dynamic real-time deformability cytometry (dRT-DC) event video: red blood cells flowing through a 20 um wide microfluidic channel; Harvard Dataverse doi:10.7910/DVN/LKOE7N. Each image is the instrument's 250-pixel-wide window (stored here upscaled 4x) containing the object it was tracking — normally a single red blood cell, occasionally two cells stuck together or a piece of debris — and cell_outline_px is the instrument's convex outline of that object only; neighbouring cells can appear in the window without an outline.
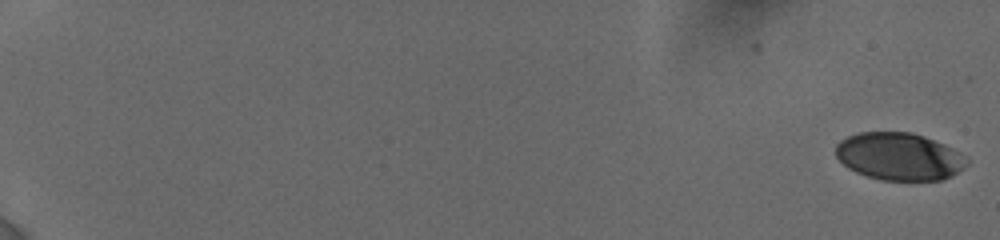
{"species": "human", "species_latin": "Homo sapiens", "temperature_condition": "cold", "stored_images_in_passage": 60, "camera_frame_rate_fps": 3000, "um_per_image_px": 0.085, "donor": {"sex": "female"}, "frame": {"image": 1, "passage_image": 1, "time_ms": 0.0, "image_size_px": [1000, 240], "cell_outline_px": [[968, 164], [964, 168], [952, 176], [944, 180], [880, 180], [856, 172], [848, 168], [836, 156], [836, 144], [840, 140], [848, 136], [860, 132], [912, 132], [924, 136], [944, 144], [968, 156]], "centroid_in_image_um": [76.46, 13.3], "position_along_channel_um": 8.5, "area_um2": 36.47}}
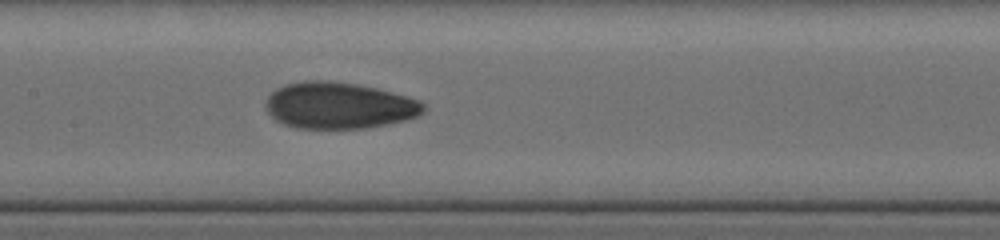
{"frame": {"image": 2, "passage_image": 33, "time_ms": 10.333, "image_size_px": [1000, 240], "cell_outline_px": [[424, 112], [416, 116], [404, 120], [388, 124], [364, 128], [300, 128], [284, 124], [276, 120], [268, 112], [264, 104], [268, 96], [276, 88], [288, 84], [304, 80], [332, 80], [356, 84], [376, 88], [408, 96], [420, 100], [424, 104]], "centroid_in_image_um": [28.81, 8.96], "position_along_channel_um": 178.6, "area_um2": 42.71}}
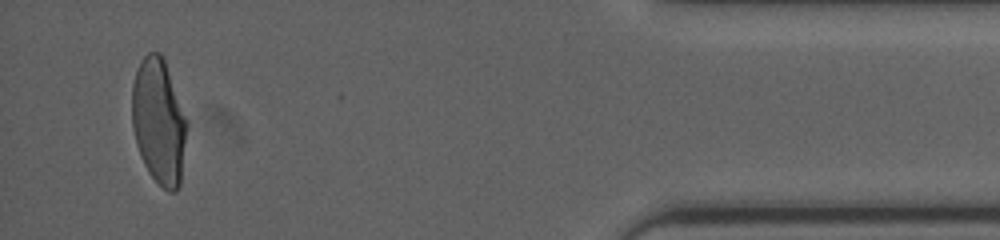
{"frame": {"image": 3, "passage_image": 58, "time_ms": 18.0, "image_size_px": [1000, 240], "cell_outline_px": [[188, 124], [180, 184], [176, 192], [168, 192], [148, 172], [144, 164], [136, 144], [132, 128], [132, 84], [136, 72], [144, 56], [148, 52], [160, 52], [164, 60], [188, 120]], "centroid_in_image_um": [13.51, 10.34], "position_along_channel_um": 421.7, "area_um2": 40.17}, "authors_computed_cell_mechanics": {"area_um2": 40.2288, "velocity_mm_per_s": 3.8517, "shape_relaxation_time_tau1_ms": 5.2634, "shape_relaxation_time_tau2_ms": 1.3188, "deformation_change_tau1": 0.1916, "deformation_change_tau2": 0.0551}}